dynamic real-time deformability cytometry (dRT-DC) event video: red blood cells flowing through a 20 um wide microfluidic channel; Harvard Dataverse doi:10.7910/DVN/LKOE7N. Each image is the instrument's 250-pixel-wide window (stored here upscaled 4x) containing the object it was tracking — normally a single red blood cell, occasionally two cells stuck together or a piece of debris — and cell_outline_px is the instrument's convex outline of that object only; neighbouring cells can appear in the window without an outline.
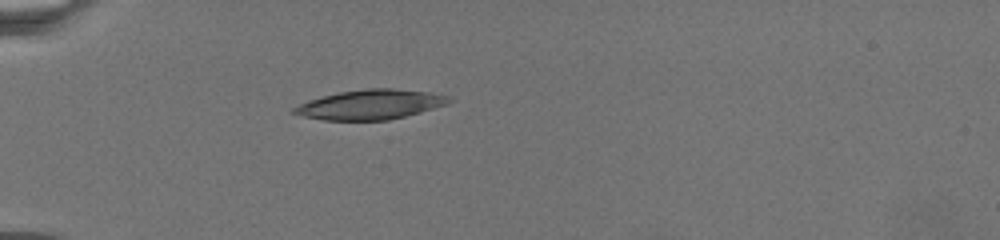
{"species": "common noctule bat (a hibernating species)", "species_latin": "Nyctalus noctula", "temperature_condition": "warm", "stored_images_in_passage": 19, "camera_frame_rate_fps": 3000, "um_per_image_px": 0.085, "animal": {"sex": "female", "body_mass_g": 19.5, "forearm_length_mm": 54.1}, "frame": {"image": 1, "passage_image": 1, "time_ms": 0.0, "image_size_px": [1000, 240], "cell_outline_px": [[452, 100], [448, 104], [420, 112], [388, 120], [324, 120], [304, 116], [288, 112], [292, 108], [308, 100], [340, 92], [368, 88], [392, 88], [428, 92], [448, 96]], "centroid_in_image_um": [31.47, 8.89], "position_along_channel_um": 53.5, "area_um2": 26.65}}
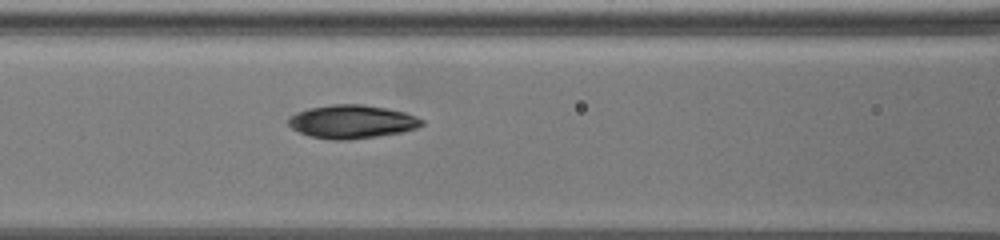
{"frame": {"image": 2, "passage_image": 5, "time_ms": 3.667, "image_size_px": [1000, 240], "cell_outline_px": [[424, 124], [416, 128], [400, 132], [376, 136], [348, 140], [332, 140], [308, 136], [292, 128], [288, 124], [288, 116], [296, 112], [308, 108], [332, 104], [364, 104], [404, 112], [416, 116], [424, 120]], "centroid_in_image_um": [29.88, 10.34], "position_along_channel_um": 136.7, "area_um2": 26.01}}
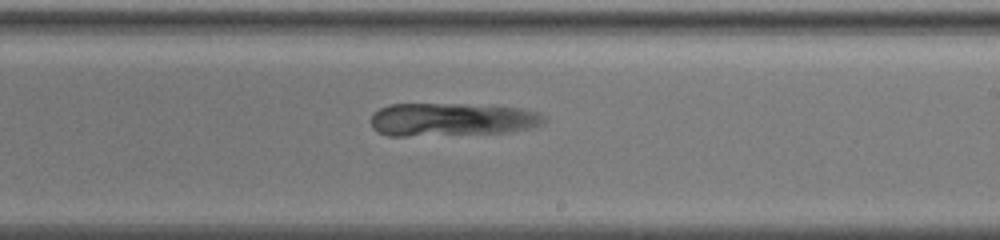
{"frame": {"image": 3, "passage_image": 10, "time_ms": 7.667, "image_size_px": [1000, 240], "cell_outline_px": [[548, 120], [544, 124], [532, 128], [512, 132], [408, 136], [388, 136], [376, 132], [372, 128], [372, 116], [380, 108], [388, 104], [464, 104], [520, 108], [540, 112]], "centroid_in_image_um": [38.44, 10.16], "position_along_channel_um": 250.6, "area_um2": 33.76}}